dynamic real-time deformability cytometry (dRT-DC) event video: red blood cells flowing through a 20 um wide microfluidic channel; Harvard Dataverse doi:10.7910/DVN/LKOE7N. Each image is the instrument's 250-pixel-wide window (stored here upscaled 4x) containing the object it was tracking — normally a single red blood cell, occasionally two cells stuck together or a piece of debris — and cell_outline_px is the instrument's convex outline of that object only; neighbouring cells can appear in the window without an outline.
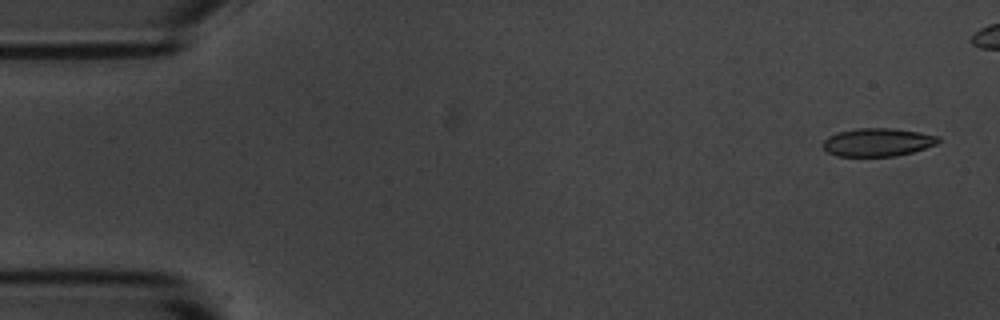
{"species": "common noctule bat (a hibernating species)", "species_latin": "Nyctalus noctula", "temperature_condition": "room temperature", "stored_images_in_passage": 7, "camera_frame_rate_fps": 3000, "um_per_image_px": 0.085, "animal": {"sex": "male", "body_mass_g": 20.1, "forearm_length_mm": 53.5}, "frame": {"image": 1, "passage_image": 1, "time_ms": 0.0, "image_size_px": [1000, 320], "cell_outline_px": [[940, 140], [936, 144], [912, 152], [896, 156], [836, 156], [828, 152], [820, 144], [828, 136], [836, 132], [860, 128], [892, 128], [920, 132], [940, 136]], "centroid_in_image_um": [74.58, 12.08], "position_along_channel_um": 10.4, "area_um2": 19.02}}
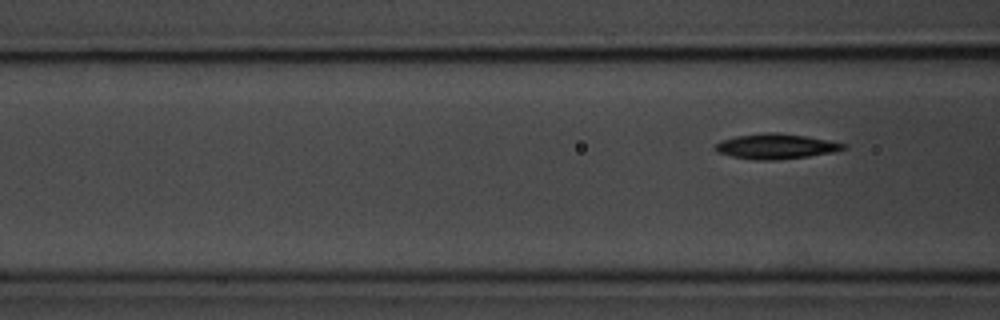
{"frame": {"image": 2, "passage_image": 7, "time_ms": 8.0, "image_size_px": [1000, 320], "cell_outline_px": [[848, 148], [836, 152], [808, 156], [776, 160], [756, 160], [732, 156], [716, 152], [716, 144], [720, 140], [736, 136], [764, 132], [776, 132], [804, 136], [848, 144]], "centroid_in_image_um": [65.97, 12.44], "position_along_channel_um": 100.6, "area_um2": 18.79}}